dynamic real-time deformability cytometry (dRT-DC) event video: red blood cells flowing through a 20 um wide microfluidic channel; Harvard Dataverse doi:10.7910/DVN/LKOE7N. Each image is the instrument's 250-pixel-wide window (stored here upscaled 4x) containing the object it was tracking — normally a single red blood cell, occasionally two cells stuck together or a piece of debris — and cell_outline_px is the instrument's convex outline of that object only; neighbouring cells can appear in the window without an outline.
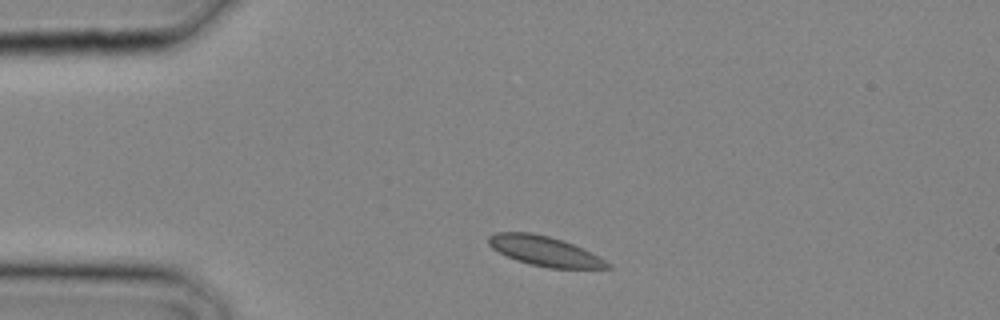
{"species": "common noctule bat (a hibernating species)", "species_latin": "Nyctalus noctula", "temperature_condition": "cold", "stored_images_in_passage": 13, "camera_frame_rate_fps": 3000, "um_per_image_px": 0.085, "animal": {"sex": "male", "body_mass_g": 20.4}, "frame": {"image": 1, "passage_image": 1, "time_ms": 0.0, "image_size_px": [1000, 320], "cell_outline_px": [[612, 268], [548, 268], [528, 264], [516, 260], [492, 248], [488, 244], [488, 236], [496, 232], [532, 232], [548, 236], [572, 244], [612, 264]], "centroid_in_image_um": [46.24, 21.34], "position_along_channel_um": 38.8, "area_um2": 20.29}}
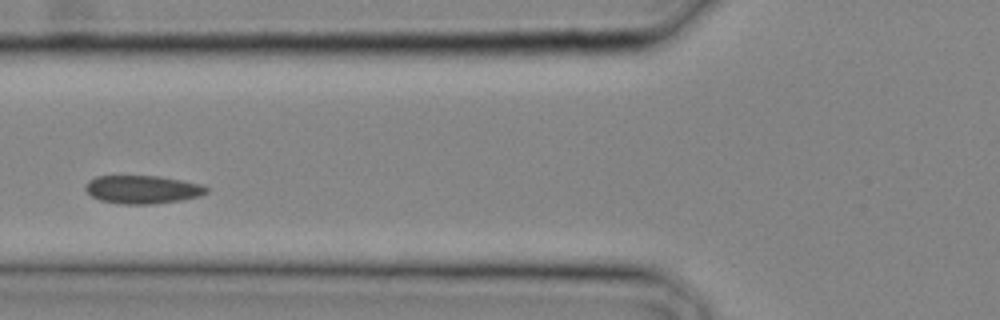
{"frame": {"image": 2, "passage_image": 6, "time_ms": 1.667, "image_size_px": [1000, 320], "cell_outline_px": [[208, 192], [200, 196], [180, 200], [152, 204], [120, 204], [100, 200], [92, 196], [84, 188], [88, 180], [96, 176], [160, 176], [200, 184], [208, 188]], "centroid_in_image_um": [12.09, 16.1], "position_along_channel_um": 113.7, "area_um2": 19.83}}
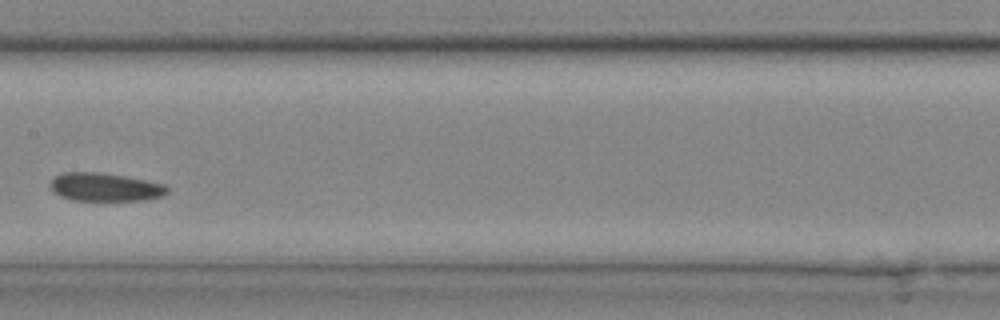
{"frame": {"image": 3, "passage_image": 10, "time_ms": 3.0, "image_size_px": [1000, 320], "cell_outline_px": [[168, 192], [160, 196], [144, 200], [72, 200], [60, 196], [52, 192], [52, 180], [56, 176], [64, 172], [96, 172], [124, 176], [164, 184], [168, 188]], "centroid_in_image_um": [8.91, 15.9], "position_along_channel_um": 198.5, "area_um2": 18.96}}